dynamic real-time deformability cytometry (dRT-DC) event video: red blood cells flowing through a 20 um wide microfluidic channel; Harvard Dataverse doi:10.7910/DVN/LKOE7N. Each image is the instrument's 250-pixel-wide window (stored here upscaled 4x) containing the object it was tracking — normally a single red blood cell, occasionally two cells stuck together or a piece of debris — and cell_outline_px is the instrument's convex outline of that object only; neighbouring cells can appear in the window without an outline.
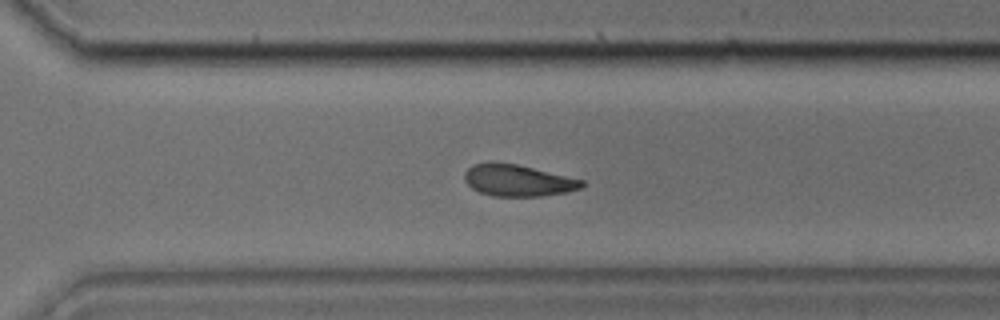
{"species": "common noctule bat (a hibernating species)", "species_latin": "Nyctalus noctula", "temperature_condition": "cold", "stored_images_in_passage": 32, "camera_frame_rate_fps": 3000, "um_per_image_px": 0.085, "animal": {"sex": "male", "body_mass_g": 17.9, "forearm_length_mm": 54.2}, "frame": {"image": 1, "passage_image": 19, "time_ms": 6.0, "image_size_px": [1000, 320], "cell_outline_px": [[584, 184], [580, 188], [568, 192], [540, 196], [492, 196], [480, 192], [472, 188], [464, 180], [464, 172], [472, 164], [516, 164], [584, 180]], "centroid_in_image_um": [44.03, 15.36], "position_along_channel_um": 326.6, "area_um2": 21.15}}